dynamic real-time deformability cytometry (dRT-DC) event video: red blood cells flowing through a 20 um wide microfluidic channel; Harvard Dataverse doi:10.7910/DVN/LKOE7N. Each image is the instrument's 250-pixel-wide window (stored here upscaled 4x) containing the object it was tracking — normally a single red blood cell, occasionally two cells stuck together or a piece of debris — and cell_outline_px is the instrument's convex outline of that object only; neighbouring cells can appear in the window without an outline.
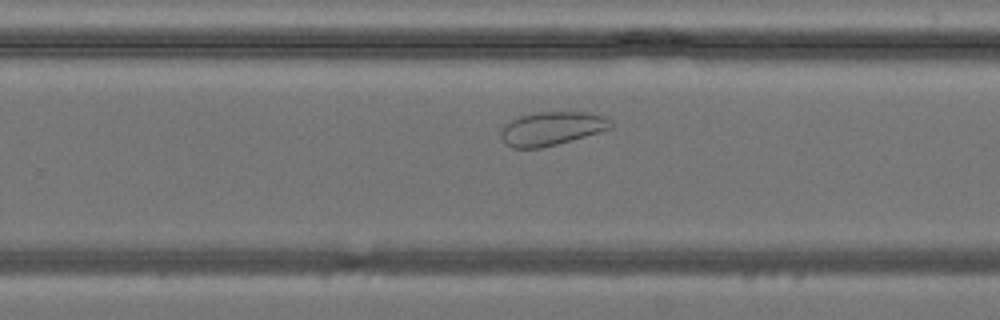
{"species": "common noctule bat (a hibernating species)", "species_latin": "Nyctalus noctula", "temperature_condition": "cold", "stored_images_in_passage": 29, "camera_frame_rate_fps": 3000, "um_per_image_px": 0.085, "animal": {"sex": "female", "body_mass_g": 24.6, "forearm_length_mm": 56.2}, "frame": {"image": 1, "passage_image": 17, "time_ms": 5.333, "image_size_px": [1000, 320], "cell_outline_px": [[612, 128], [556, 144], [540, 148], [512, 148], [504, 144], [500, 136], [500, 132], [504, 124], [520, 116], [540, 112], [588, 112], [604, 116], [612, 120]], "centroid_in_image_um": [46.87, 10.92], "position_along_channel_um": 282.9, "area_um2": 21.44}}